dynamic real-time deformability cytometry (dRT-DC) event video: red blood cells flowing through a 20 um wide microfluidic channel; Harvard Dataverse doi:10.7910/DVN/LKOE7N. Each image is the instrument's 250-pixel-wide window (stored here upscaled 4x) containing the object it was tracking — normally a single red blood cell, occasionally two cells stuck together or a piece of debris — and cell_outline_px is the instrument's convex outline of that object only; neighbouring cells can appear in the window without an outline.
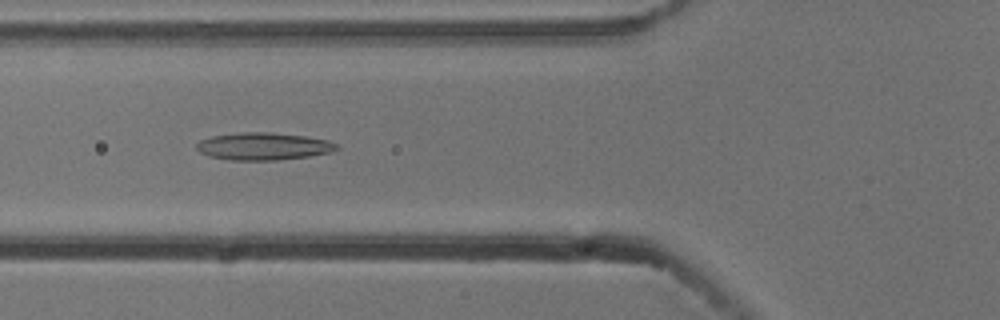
{"species": "common noctule bat (a hibernating species)", "species_latin": "Nyctalus noctula", "temperature_condition": "cold", "stored_images_in_passage": 8, "camera_frame_rate_fps": 3000, "um_per_image_px": 0.085, "animal": {"sex": "male", "body_mass_g": 13.3}, "frame": {"image": 1, "passage_image": 6, "time_ms": 1.667, "image_size_px": [1000, 320], "cell_outline_px": [[340, 148], [332, 152], [308, 156], [276, 160], [232, 160], [208, 156], [200, 152], [196, 148], [196, 144], [200, 140], [212, 136], [244, 132], [268, 132], [304, 136], [328, 140], [340, 144]], "centroid_in_image_um": [22.42, 12.44], "position_along_channel_um": 103.4, "area_um2": 22.37}}
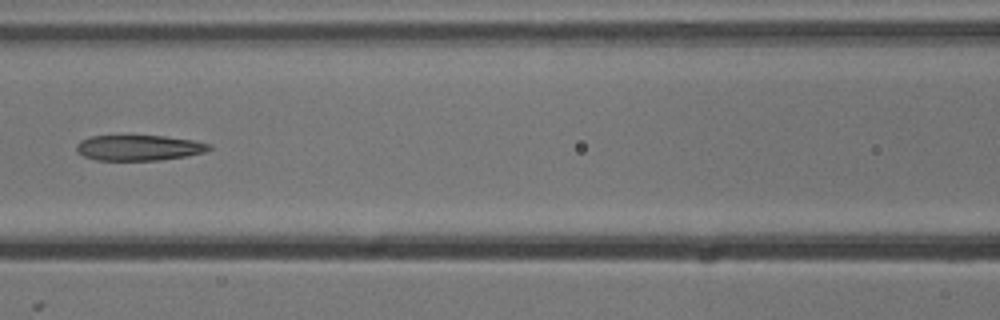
{"frame": {"image": 2, "passage_image": 7, "time_ms": 2.0, "image_size_px": [1000, 320], "cell_outline_px": [[212, 148], [204, 152], [188, 156], [160, 160], [96, 160], [84, 156], [76, 152], [76, 144], [80, 140], [92, 136], [164, 136], [192, 140], [212, 144]], "centroid_in_image_um": [11.81, 12.56], "position_along_channel_um": 154.8, "area_um2": 19.77}}
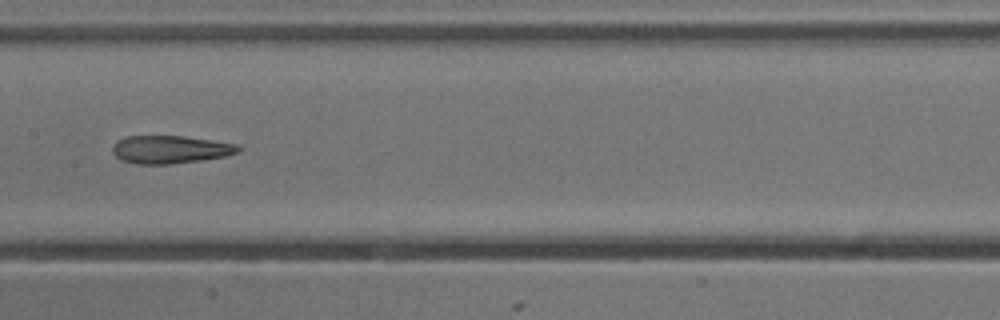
{"frame": {"image": 3, "passage_image": 8, "time_ms": 2.333, "image_size_px": [1000, 320], "cell_outline_px": [[244, 148], [240, 152], [224, 156], [200, 160], [168, 164], [140, 164], [120, 160], [112, 152], [112, 144], [116, 140], [128, 136], [184, 136], [212, 140], [236, 144]], "centroid_in_image_um": [14.46, 12.7], "position_along_channel_um": 192.9, "area_um2": 20.52}}